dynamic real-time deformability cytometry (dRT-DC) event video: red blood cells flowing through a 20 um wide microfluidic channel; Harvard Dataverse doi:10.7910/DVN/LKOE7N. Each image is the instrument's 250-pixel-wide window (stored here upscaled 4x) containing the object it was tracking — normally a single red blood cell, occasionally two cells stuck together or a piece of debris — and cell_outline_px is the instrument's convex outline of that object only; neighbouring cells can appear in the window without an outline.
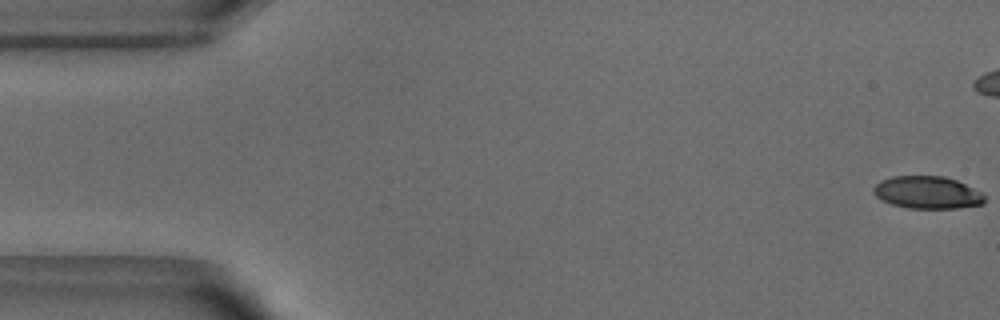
{"species": "common noctule bat (a hibernating species)", "species_latin": "Nyctalus noctula", "temperature_condition": "warm", "stored_images_in_passage": 41, "camera_frame_rate_fps": 3000, "um_per_image_px": 0.085, "animal": {"sex": "male", "body_mass_g": 18.8}, "frame": {"image": 1, "passage_image": 1, "time_ms": 0.0, "image_size_px": [1000, 320], "cell_outline_px": [[984, 204], [956, 208], [908, 208], [892, 204], [876, 196], [872, 192], [872, 188], [880, 180], [892, 176], [944, 176], [956, 180], [980, 192], [984, 196]], "centroid_in_image_um": [78.79, 16.35], "position_along_channel_um": 6.2, "area_um2": 20.87}}
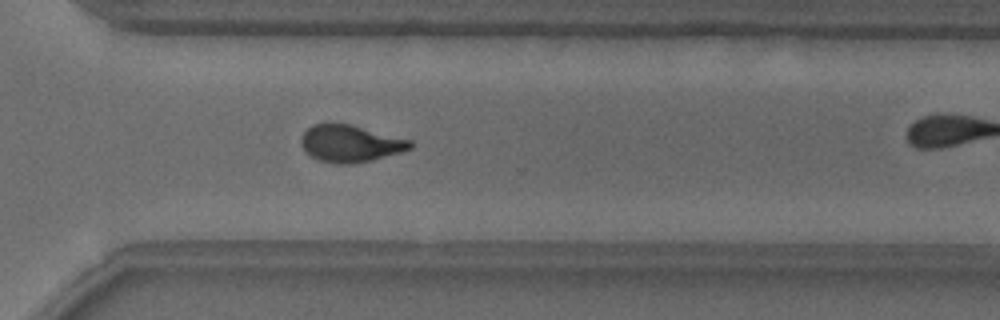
{"frame": {"image": 2, "passage_image": 37, "time_ms": 12.0, "image_size_px": [1000, 320], "cell_outline_px": [[412, 148], [400, 152], [372, 160], [352, 164], [336, 164], [320, 160], [312, 156], [300, 144], [300, 136], [312, 124], [348, 124], [412, 140]], "centroid_in_image_um": [29.77, 12.21], "position_along_channel_um": 340.8, "area_um2": 23.24}}
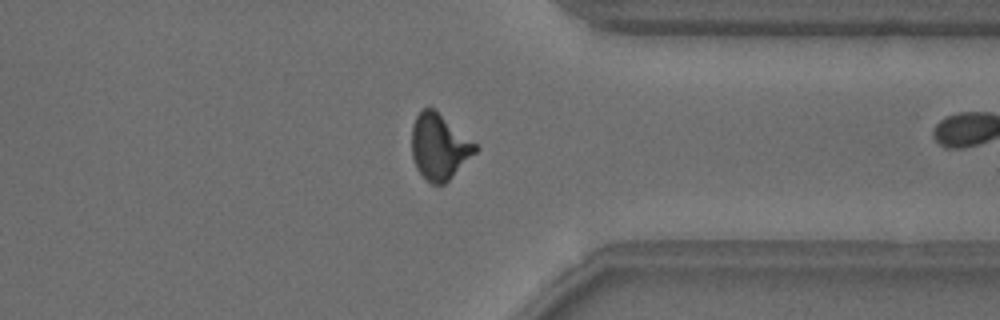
{"frame": {"image": 3, "passage_image": 40, "time_ms": 13.0, "image_size_px": [1000, 320], "cell_outline_px": [[480, 148], [444, 184], [432, 184], [416, 168], [412, 156], [412, 124], [416, 116], [424, 108], [432, 108], [476, 144]], "centroid_in_image_um": [37.32, 12.48], "position_along_channel_um": 374.1, "area_um2": 23.7}}